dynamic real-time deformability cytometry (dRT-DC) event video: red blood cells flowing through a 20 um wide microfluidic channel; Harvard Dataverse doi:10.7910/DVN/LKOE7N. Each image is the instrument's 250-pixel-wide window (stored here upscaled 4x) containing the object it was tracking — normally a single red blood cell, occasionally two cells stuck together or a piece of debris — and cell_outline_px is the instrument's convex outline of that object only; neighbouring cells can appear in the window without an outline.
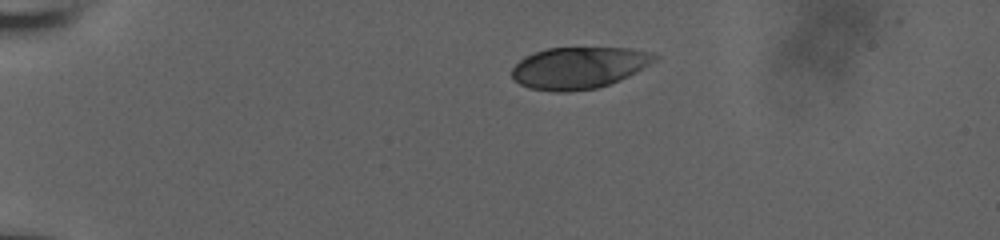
{"species": "human", "species_latin": "Homo sapiens", "temperature_condition": "room temperature", "stored_images_in_passage": 39, "camera_frame_rate_fps": 3000, "um_per_image_px": 0.085, "donor": {"sex": "male"}, "frame": {"image": 1, "passage_image": 1, "time_ms": 0.0, "image_size_px": [1000, 240], "cell_outline_px": [[660, 56], [656, 60], [636, 72], [628, 76], [608, 84], [596, 88], [564, 92], [560, 92], [532, 88], [520, 84], [512, 80], [512, 68], [524, 56], [548, 48], [632, 48], [652, 52]], "centroid_in_image_um": [49.21, 5.75], "position_along_channel_um": 35.8, "area_um2": 34.51}}
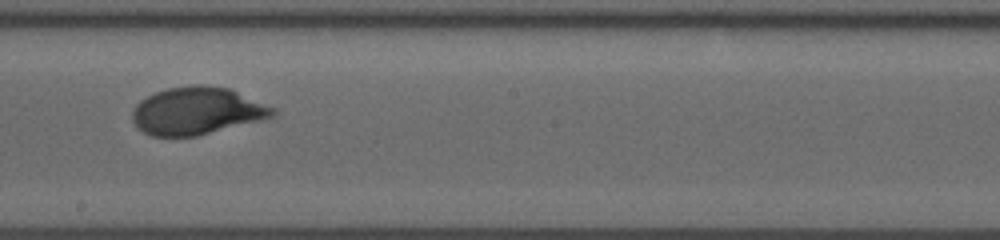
{"frame": {"image": 2, "passage_image": 22, "time_ms": 7.0, "image_size_px": [1000, 240], "cell_outline_px": [[276, 116], [196, 136], [152, 136], [136, 128], [132, 120], [132, 112], [136, 104], [140, 100], [156, 92], [168, 88], [192, 84], [204, 84], [232, 88], [276, 108]], "centroid_in_image_um": [16.76, 9.41], "position_along_channel_um": 231.4, "area_um2": 39.19}}
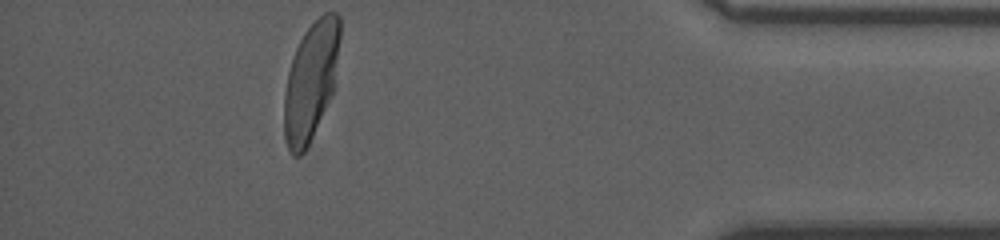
{"frame": {"image": 3, "passage_image": 39, "time_ms": 12.667, "image_size_px": [1000, 240], "cell_outline_px": [[340, 36], [332, 92], [312, 136], [304, 152], [300, 156], [292, 156], [288, 148], [284, 136], [284, 92], [288, 72], [296, 48], [304, 32], [324, 12], [336, 12], [340, 16]], "centroid_in_image_um": [26.39, 6.88], "position_along_channel_um": 408.8, "area_um2": 37.69}, "authors_computed_cell_mechanics": {"area_um2": 38.3792, "velocity_mm_per_s": 3.8246, "shape_relaxation_time_tau1_ms": 3.6437, "shape_relaxation_time_tau2_ms": null, "deformation_change_tau1": 0.1751, "deformation_change_tau2": null}}